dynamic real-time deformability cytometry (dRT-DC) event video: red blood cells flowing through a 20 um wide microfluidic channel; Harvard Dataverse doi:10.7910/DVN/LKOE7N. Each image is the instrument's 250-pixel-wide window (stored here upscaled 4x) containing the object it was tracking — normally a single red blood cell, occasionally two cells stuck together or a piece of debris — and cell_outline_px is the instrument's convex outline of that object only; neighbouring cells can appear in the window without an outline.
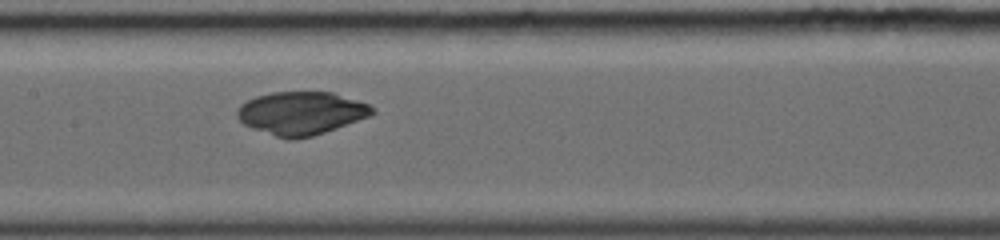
{"species": "common noctule bat (a hibernating species)", "species_latin": "Nyctalus noctula", "temperature_condition": "warm", "stored_images_in_passage": 59, "camera_frame_rate_fps": 5000, "um_per_image_px": 0.085, "animal": {"sex": "female", "body_mass_g": 19.0, "forearm_length_mm": 56.7}, "frame": {"image": 1, "passage_image": 30, "time_ms": 5.8, "image_size_px": [1000, 240], "cell_outline_px": [[376, 112], [368, 116], [336, 128], [312, 136], [296, 140], [292, 140], [276, 136], [252, 128], [244, 124], [236, 116], [236, 112], [240, 104], [256, 96], [272, 92], [332, 92], [368, 104], [376, 108]], "centroid_in_image_um": [25.58, 9.62], "position_along_channel_um": 181.8, "area_um2": 33.7}}
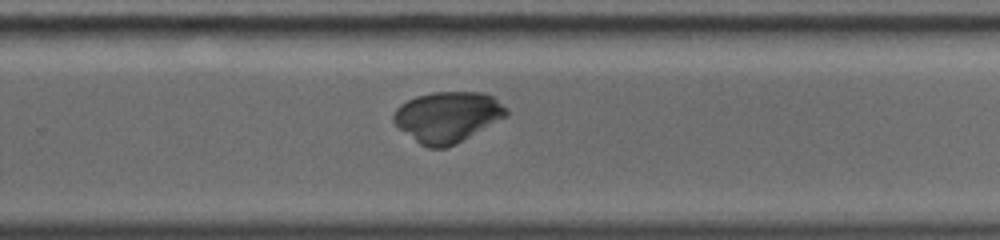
{"frame": {"image": 2, "passage_image": 44, "time_ms": 8.4, "image_size_px": [1000, 240], "cell_outline_px": [[508, 116], [444, 148], [428, 148], [420, 144], [400, 128], [392, 120], [392, 116], [396, 108], [400, 104], [416, 96], [432, 92], [484, 92], [492, 96], [508, 108]], "centroid_in_image_um": [38.03, 9.91], "position_along_channel_um": 291.8, "area_um2": 32.89}}
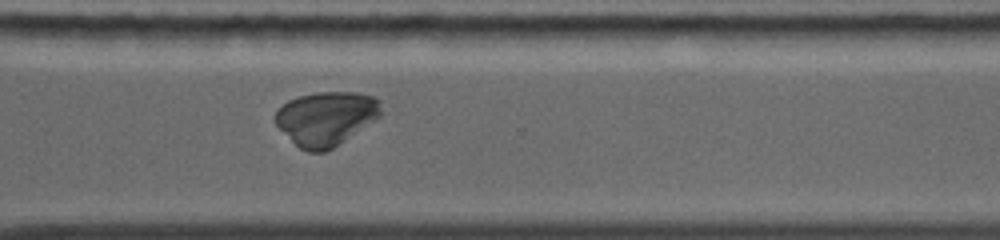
{"frame": {"image": 3, "passage_image": 51, "time_ms": 9.6, "image_size_px": [1000, 240], "cell_outline_px": [[380, 116], [332, 148], [324, 152], [308, 152], [300, 148], [276, 124], [276, 108], [288, 100], [300, 96], [316, 92], [356, 92], [372, 96], [380, 100]], "centroid_in_image_um": [27.7, 10.04], "position_along_channel_um": 342.9, "area_um2": 32.77}}